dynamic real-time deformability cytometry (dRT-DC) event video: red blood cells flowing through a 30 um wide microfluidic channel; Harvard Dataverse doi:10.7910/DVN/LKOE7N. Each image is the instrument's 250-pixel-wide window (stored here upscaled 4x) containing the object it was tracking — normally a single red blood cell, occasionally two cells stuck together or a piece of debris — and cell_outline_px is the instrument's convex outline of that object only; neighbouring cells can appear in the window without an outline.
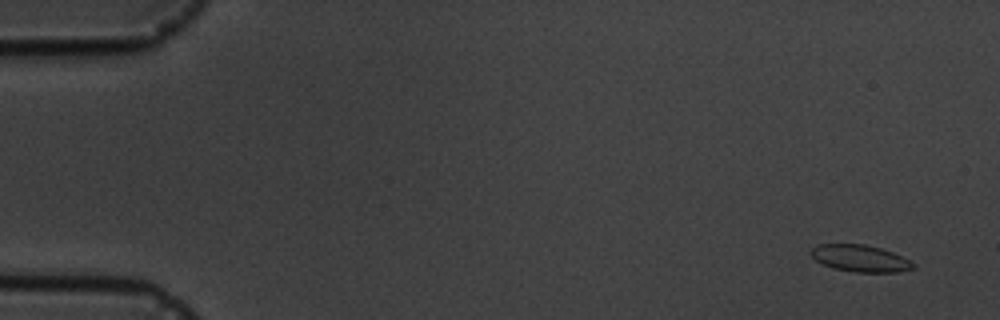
{"species": "common noctule bat (a hibernating species)", "species_latin": "Nyctalus noctula", "temperature_condition": "cold", "stored_images_in_passage": 16, "camera_frame_rate_fps": 3000, "um_per_image_px": 0.085, "animal": {"sex": "male", "body_mass_g": 19.5, "forearm_length_mm": 54.6}, "frame": {"image": 1, "passage_image": 1, "time_ms": 0.0, "image_size_px": [1000, 320], "cell_outline_px": [[916, 268], [900, 272], [856, 272], [832, 268], [816, 260], [808, 252], [816, 244], [864, 244], [880, 248], [892, 252], [916, 264]], "centroid_in_image_um": [73.11, 21.96], "position_along_channel_um": 11.9, "area_um2": 16.01}}
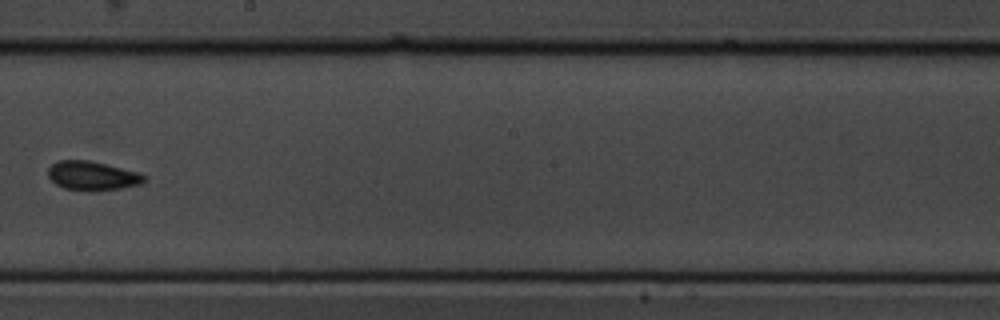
{"frame": {"image": 2, "passage_image": 9, "time_ms": 10.0, "image_size_px": [1000, 320], "cell_outline_px": [[148, 180], [140, 184], [120, 188], [96, 192], [88, 192], [64, 188], [56, 184], [48, 176], [48, 168], [52, 164], [60, 160], [88, 160], [140, 172], [148, 176]], "centroid_in_image_um": [7.89, 14.96], "position_along_channel_um": 240.3, "area_um2": 16.59}}
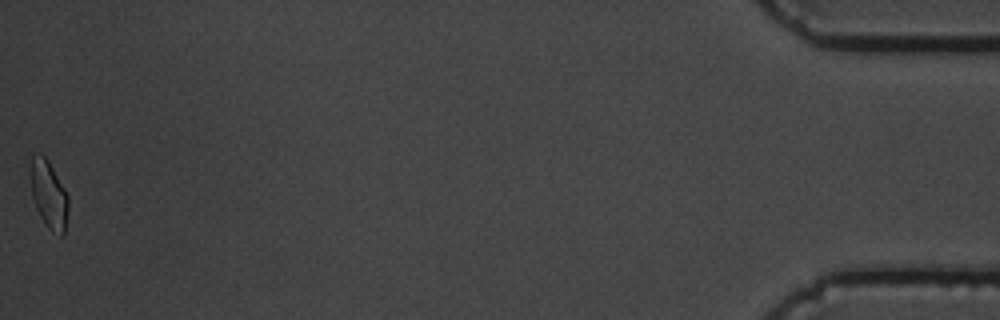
{"frame": {"image": 3, "passage_image": 16, "time_ms": 18.0, "image_size_px": [1000, 320], "cell_outline_px": [[68, 208], [64, 236], [60, 236], [52, 232], [44, 224], [36, 208], [32, 196], [28, 172], [32, 156], [40, 152], [48, 160], [64, 188], [68, 196]], "centroid_in_image_um": [4.11, 16.53], "position_along_channel_um": 431.1, "area_um2": 15.26}, "authors_computed_cell_mechanics": {"area_um2": 15.8083, "velocity_mm_per_s": 3.5511, "shape_relaxation_time_tau1_ms": 1.3844, "shape_relaxation_time_tau2_ms": 1.4514, "deformation_change_tau1": 0.0652, "deformation_change_tau2": 0.0525}}